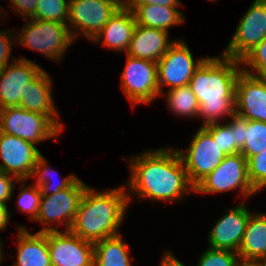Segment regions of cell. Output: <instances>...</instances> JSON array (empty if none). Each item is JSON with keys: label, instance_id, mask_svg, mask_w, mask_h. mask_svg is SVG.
I'll return each mask as SVG.
<instances>
[{"label": "cell", "instance_id": "74e56055", "mask_svg": "<svg viewBox=\"0 0 266 266\" xmlns=\"http://www.w3.org/2000/svg\"><path fill=\"white\" fill-rule=\"evenodd\" d=\"M125 5H160L168 7H179L182 3L180 0H125Z\"/></svg>", "mask_w": 266, "mask_h": 266}, {"label": "cell", "instance_id": "4fadbf2b", "mask_svg": "<svg viewBox=\"0 0 266 266\" xmlns=\"http://www.w3.org/2000/svg\"><path fill=\"white\" fill-rule=\"evenodd\" d=\"M52 266H94V243L70 231H47Z\"/></svg>", "mask_w": 266, "mask_h": 266}, {"label": "cell", "instance_id": "d6986e66", "mask_svg": "<svg viewBox=\"0 0 266 266\" xmlns=\"http://www.w3.org/2000/svg\"><path fill=\"white\" fill-rule=\"evenodd\" d=\"M136 25L133 11L123 3L91 41H102L106 48L126 53Z\"/></svg>", "mask_w": 266, "mask_h": 266}, {"label": "cell", "instance_id": "e0dca14e", "mask_svg": "<svg viewBox=\"0 0 266 266\" xmlns=\"http://www.w3.org/2000/svg\"><path fill=\"white\" fill-rule=\"evenodd\" d=\"M250 215V211L243 202L230 210L228 209L226 214L216 221L208 234L209 248L238 253Z\"/></svg>", "mask_w": 266, "mask_h": 266}, {"label": "cell", "instance_id": "f546056e", "mask_svg": "<svg viewBox=\"0 0 266 266\" xmlns=\"http://www.w3.org/2000/svg\"><path fill=\"white\" fill-rule=\"evenodd\" d=\"M202 127L212 136L214 142L217 143L224 154H235L234 131L227 123L214 122Z\"/></svg>", "mask_w": 266, "mask_h": 266}, {"label": "cell", "instance_id": "2e32d148", "mask_svg": "<svg viewBox=\"0 0 266 266\" xmlns=\"http://www.w3.org/2000/svg\"><path fill=\"white\" fill-rule=\"evenodd\" d=\"M235 114L266 122V78L240 72L235 85Z\"/></svg>", "mask_w": 266, "mask_h": 266}, {"label": "cell", "instance_id": "ac0fdd59", "mask_svg": "<svg viewBox=\"0 0 266 266\" xmlns=\"http://www.w3.org/2000/svg\"><path fill=\"white\" fill-rule=\"evenodd\" d=\"M49 75L48 72L43 70L26 86L18 107L46 115L62 131L64 130L63 123L58 120L59 113L53 103L52 80Z\"/></svg>", "mask_w": 266, "mask_h": 266}, {"label": "cell", "instance_id": "484cf974", "mask_svg": "<svg viewBox=\"0 0 266 266\" xmlns=\"http://www.w3.org/2000/svg\"><path fill=\"white\" fill-rule=\"evenodd\" d=\"M166 102L169 110L182 117H198L200 106L189 85L168 90Z\"/></svg>", "mask_w": 266, "mask_h": 266}, {"label": "cell", "instance_id": "3957f363", "mask_svg": "<svg viewBox=\"0 0 266 266\" xmlns=\"http://www.w3.org/2000/svg\"><path fill=\"white\" fill-rule=\"evenodd\" d=\"M126 192L124 185L100 192L88 186L69 231L91 243L119 235L118 228L129 206Z\"/></svg>", "mask_w": 266, "mask_h": 266}, {"label": "cell", "instance_id": "e575fe53", "mask_svg": "<svg viewBox=\"0 0 266 266\" xmlns=\"http://www.w3.org/2000/svg\"><path fill=\"white\" fill-rule=\"evenodd\" d=\"M13 34L14 33H11V30H6V32L4 30H0V66L2 68L9 64L10 56L12 53L11 50L14 44L13 41H15L16 43V34H14V36Z\"/></svg>", "mask_w": 266, "mask_h": 266}, {"label": "cell", "instance_id": "ab89813d", "mask_svg": "<svg viewBox=\"0 0 266 266\" xmlns=\"http://www.w3.org/2000/svg\"><path fill=\"white\" fill-rule=\"evenodd\" d=\"M10 217H11V214L8 211L7 204L0 203V231L6 230Z\"/></svg>", "mask_w": 266, "mask_h": 266}, {"label": "cell", "instance_id": "7402d4cb", "mask_svg": "<svg viewBox=\"0 0 266 266\" xmlns=\"http://www.w3.org/2000/svg\"><path fill=\"white\" fill-rule=\"evenodd\" d=\"M238 254L242 263H256L266 254V213H251Z\"/></svg>", "mask_w": 266, "mask_h": 266}, {"label": "cell", "instance_id": "44dd1931", "mask_svg": "<svg viewBox=\"0 0 266 266\" xmlns=\"http://www.w3.org/2000/svg\"><path fill=\"white\" fill-rule=\"evenodd\" d=\"M17 260L11 266H52L47 245V232L31 234L26 227L17 225Z\"/></svg>", "mask_w": 266, "mask_h": 266}, {"label": "cell", "instance_id": "30bf717a", "mask_svg": "<svg viewBox=\"0 0 266 266\" xmlns=\"http://www.w3.org/2000/svg\"><path fill=\"white\" fill-rule=\"evenodd\" d=\"M177 151L184 163L189 181L194 187L227 156L202 126L193 136L187 150L177 149Z\"/></svg>", "mask_w": 266, "mask_h": 266}, {"label": "cell", "instance_id": "f35d334b", "mask_svg": "<svg viewBox=\"0 0 266 266\" xmlns=\"http://www.w3.org/2000/svg\"><path fill=\"white\" fill-rule=\"evenodd\" d=\"M160 266H185V265L181 261H179L171 251L169 252L165 251Z\"/></svg>", "mask_w": 266, "mask_h": 266}, {"label": "cell", "instance_id": "83f0119b", "mask_svg": "<svg viewBox=\"0 0 266 266\" xmlns=\"http://www.w3.org/2000/svg\"><path fill=\"white\" fill-rule=\"evenodd\" d=\"M26 181L27 180L24 179L17 181L21 183L19 186L20 192L17 197L18 199L16 200L17 209L29 214L28 219H30V221H35L39 213L42 194L39 186L36 184L27 186V184L24 183Z\"/></svg>", "mask_w": 266, "mask_h": 266}, {"label": "cell", "instance_id": "6da1fadb", "mask_svg": "<svg viewBox=\"0 0 266 266\" xmlns=\"http://www.w3.org/2000/svg\"><path fill=\"white\" fill-rule=\"evenodd\" d=\"M129 162L131 174L125 185L129 204L130 194L139 200L178 202L195 191L180 154L173 147L144 151Z\"/></svg>", "mask_w": 266, "mask_h": 266}, {"label": "cell", "instance_id": "9c48e42d", "mask_svg": "<svg viewBox=\"0 0 266 266\" xmlns=\"http://www.w3.org/2000/svg\"><path fill=\"white\" fill-rule=\"evenodd\" d=\"M127 62L121 75V88L133 107L150 104L159 97L157 62L126 54Z\"/></svg>", "mask_w": 266, "mask_h": 266}, {"label": "cell", "instance_id": "7bdbcfd3", "mask_svg": "<svg viewBox=\"0 0 266 266\" xmlns=\"http://www.w3.org/2000/svg\"><path fill=\"white\" fill-rule=\"evenodd\" d=\"M239 266H257L255 263H241Z\"/></svg>", "mask_w": 266, "mask_h": 266}, {"label": "cell", "instance_id": "52a82bcc", "mask_svg": "<svg viewBox=\"0 0 266 266\" xmlns=\"http://www.w3.org/2000/svg\"><path fill=\"white\" fill-rule=\"evenodd\" d=\"M87 187L82 180L77 178L69 187L56 194L42 195L39 213L35 221L45 226L39 232L59 231L52 225L55 222L57 225L60 223L59 226L63 224L65 226L64 231H69L80 199Z\"/></svg>", "mask_w": 266, "mask_h": 266}, {"label": "cell", "instance_id": "8d00e7d4", "mask_svg": "<svg viewBox=\"0 0 266 266\" xmlns=\"http://www.w3.org/2000/svg\"><path fill=\"white\" fill-rule=\"evenodd\" d=\"M11 3L12 10L21 17L31 19L36 14L38 0H8Z\"/></svg>", "mask_w": 266, "mask_h": 266}, {"label": "cell", "instance_id": "ee69618b", "mask_svg": "<svg viewBox=\"0 0 266 266\" xmlns=\"http://www.w3.org/2000/svg\"><path fill=\"white\" fill-rule=\"evenodd\" d=\"M1 133H2V129H1V122H0V136H1Z\"/></svg>", "mask_w": 266, "mask_h": 266}, {"label": "cell", "instance_id": "ba28073f", "mask_svg": "<svg viewBox=\"0 0 266 266\" xmlns=\"http://www.w3.org/2000/svg\"><path fill=\"white\" fill-rule=\"evenodd\" d=\"M2 133H7L35 145L61 134V130L46 116L25 110L6 107L0 109Z\"/></svg>", "mask_w": 266, "mask_h": 266}, {"label": "cell", "instance_id": "f1b7e54d", "mask_svg": "<svg viewBox=\"0 0 266 266\" xmlns=\"http://www.w3.org/2000/svg\"><path fill=\"white\" fill-rule=\"evenodd\" d=\"M69 2L70 0H38L36 14L32 18L67 24Z\"/></svg>", "mask_w": 266, "mask_h": 266}, {"label": "cell", "instance_id": "5b68a950", "mask_svg": "<svg viewBox=\"0 0 266 266\" xmlns=\"http://www.w3.org/2000/svg\"><path fill=\"white\" fill-rule=\"evenodd\" d=\"M239 189L247 198L258 192L248 178L247 159L241 154L227 155L222 162L196 186L195 193H223Z\"/></svg>", "mask_w": 266, "mask_h": 266}, {"label": "cell", "instance_id": "8992f818", "mask_svg": "<svg viewBox=\"0 0 266 266\" xmlns=\"http://www.w3.org/2000/svg\"><path fill=\"white\" fill-rule=\"evenodd\" d=\"M123 3L124 0H70L67 25L74 41L78 34L91 41Z\"/></svg>", "mask_w": 266, "mask_h": 266}, {"label": "cell", "instance_id": "4316f807", "mask_svg": "<svg viewBox=\"0 0 266 266\" xmlns=\"http://www.w3.org/2000/svg\"><path fill=\"white\" fill-rule=\"evenodd\" d=\"M246 141L240 153L248 160L251 156L258 155L266 149V122L248 120L245 128Z\"/></svg>", "mask_w": 266, "mask_h": 266}, {"label": "cell", "instance_id": "ffe728a7", "mask_svg": "<svg viewBox=\"0 0 266 266\" xmlns=\"http://www.w3.org/2000/svg\"><path fill=\"white\" fill-rule=\"evenodd\" d=\"M175 40H169L168 31L137 24L126 54L158 62Z\"/></svg>", "mask_w": 266, "mask_h": 266}, {"label": "cell", "instance_id": "8fae6325", "mask_svg": "<svg viewBox=\"0 0 266 266\" xmlns=\"http://www.w3.org/2000/svg\"><path fill=\"white\" fill-rule=\"evenodd\" d=\"M266 38V0H254L222 54L241 61Z\"/></svg>", "mask_w": 266, "mask_h": 266}, {"label": "cell", "instance_id": "60d3db41", "mask_svg": "<svg viewBox=\"0 0 266 266\" xmlns=\"http://www.w3.org/2000/svg\"><path fill=\"white\" fill-rule=\"evenodd\" d=\"M257 266H266V254L260 258L256 263Z\"/></svg>", "mask_w": 266, "mask_h": 266}, {"label": "cell", "instance_id": "cb8c5ba5", "mask_svg": "<svg viewBox=\"0 0 266 266\" xmlns=\"http://www.w3.org/2000/svg\"><path fill=\"white\" fill-rule=\"evenodd\" d=\"M130 246L121 234L94 243V266H132Z\"/></svg>", "mask_w": 266, "mask_h": 266}, {"label": "cell", "instance_id": "7a4b0ae2", "mask_svg": "<svg viewBox=\"0 0 266 266\" xmlns=\"http://www.w3.org/2000/svg\"><path fill=\"white\" fill-rule=\"evenodd\" d=\"M222 56L207 57L195 70L189 86L196 96L202 126L235 115V85L242 71L241 61Z\"/></svg>", "mask_w": 266, "mask_h": 266}, {"label": "cell", "instance_id": "277c9868", "mask_svg": "<svg viewBox=\"0 0 266 266\" xmlns=\"http://www.w3.org/2000/svg\"><path fill=\"white\" fill-rule=\"evenodd\" d=\"M18 31L16 43L42 53L48 59L60 61L74 43L67 24L31 18Z\"/></svg>", "mask_w": 266, "mask_h": 266}, {"label": "cell", "instance_id": "1f68e13d", "mask_svg": "<svg viewBox=\"0 0 266 266\" xmlns=\"http://www.w3.org/2000/svg\"><path fill=\"white\" fill-rule=\"evenodd\" d=\"M241 263L237 252L208 248L199 257L197 266H239Z\"/></svg>", "mask_w": 266, "mask_h": 266}, {"label": "cell", "instance_id": "836d02e7", "mask_svg": "<svg viewBox=\"0 0 266 266\" xmlns=\"http://www.w3.org/2000/svg\"><path fill=\"white\" fill-rule=\"evenodd\" d=\"M230 121V122H229ZM226 122L234 131L235 136V154L240 153L243 147L245 138V128H248V120H245L236 114L231 116V120Z\"/></svg>", "mask_w": 266, "mask_h": 266}, {"label": "cell", "instance_id": "d590c367", "mask_svg": "<svg viewBox=\"0 0 266 266\" xmlns=\"http://www.w3.org/2000/svg\"><path fill=\"white\" fill-rule=\"evenodd\" d=\"M13 179L18 181V179L15 176L5 173L0 170V203L1 204H7V202L10 201L12 198V195L15 189L14 183H16V181H14Z\"/></svg>", "mask_w": 266, "mask_h": 266}, {"label": "cell", "instance_id": "5bb4252c", "mask_svg": "<svg viewBox=\"0 0 266 266\" xmlns=\"http://www.w3.org/2000/svg\"><path fill=\"white\" fill-rule=\"evenodd\" d=\"M40 155L35 144L7 133H1V171L15 176L18 180L30 179Z\"/></svg>", "mask_w": 266, "mask_h": 266}, {"label": "cell", "instance_id": "4dcf8cb0", "mask_svg": "<svg viewBox=\"0 0 266 266\" xmlns=\"http://www.w3.org/2000/svg\"><path fill=\"white\" fill-rule=\"evenodd\" d=\"M241 64L244 72L260 78H266V38L241 60ZM250 67L252 72L249 70Z\"/></svg>", "mask_w": 266, "mask_h": 266}, {"label": "cell", "instance_id": "7c38bea8", "mask_svg": "<svg viewBox=\"0 0 266 266\" xmlns=\"http://www.w3.org/2000/svg\"><path fill=\"white\" fill-rule=\"evenodd\" d=\"M206 58L202 57L195 62L186 42L175 40L157 62L159 94H163L164 86H170V90L188 85L195 70Z\"/></svg>", "mask_w": 266, "mask_h": 266}, {"label": "cell", "instance_id": "9a60e30c", "mask_svg": "<svg viewBox=\"0 0 266 266\" xmlns=\"http://www.w3.org/2000/svg\"><path fill=\"white\" fill-rule=\"evenodd\" d=\"M15 58L0 72V109L19 106L26 86L44 70L24 56Z\"/></svg>", "mask_w": 266, "mask_h": 266}, {"label": "cell", "instance_id": "d4e9b609", "mask_svg": "<svg viewBox=\"0 0 266 266\" xmlns=\"http://www.w3.org/2000/svg\"><path fill=\"white\" fill-rule=\"evenodd\" d=\"M46 158L41 154L38 157L37 163L33 168V172L30 178H34L35 184L40 187L42 195L56 194L60 190L69 187L78 177L75 174H71L58 183L54 178L56 170L49 169ZM59 176V175H58ZM52 178L55 181H52ZM57 178V177H56Z\"/></svg>", "mask_w": 266, "mask_h": 266}, {"label": "cell", "instance_id": "603a6c76", "mask_svg": "<svg viewBox=\"0 0 266 266\" xmlns=\"http://www.w3.org/2000/svg\"><path fill=\"white\" fill-rule=\"evenodd\" d=\"M133 11L137 24L162 29L169 32V29L175 25H182L185 21L183 13L177 10V7H168L160 5H126Z\"/></svg>", "mask_w": 266, "mask_h": 266}, {"label": "cell", "instance_id": "b9f144b4", "mask_svg": "<svg viewBox=\"0 0 266 266\" xmlns=\"http://www.w3.org/2000/svg\"><path fill=\"white\" fill-rule=\"evenodd\" d=\"M3 243H2V240H1V238H0V265H1V262H2V259L4 258V256H3Z\"/></svg>", "mask_w": 266, "mask_h": 266}, {"label": "cell", "instance_id": "d6a6232c", "mask_svg": "<svg viewBox=\"0 0 266 266\" xmlns=\"http://www.w3.org/2000/svg\"><path fill=\"white\" fill-rule=\"evenodd\" d=\"M248 178L253 188L259 193L266 187V149L247 160Z\"/></svg>", "mask_w": 266, "mask_h": 266}]
</instances>
